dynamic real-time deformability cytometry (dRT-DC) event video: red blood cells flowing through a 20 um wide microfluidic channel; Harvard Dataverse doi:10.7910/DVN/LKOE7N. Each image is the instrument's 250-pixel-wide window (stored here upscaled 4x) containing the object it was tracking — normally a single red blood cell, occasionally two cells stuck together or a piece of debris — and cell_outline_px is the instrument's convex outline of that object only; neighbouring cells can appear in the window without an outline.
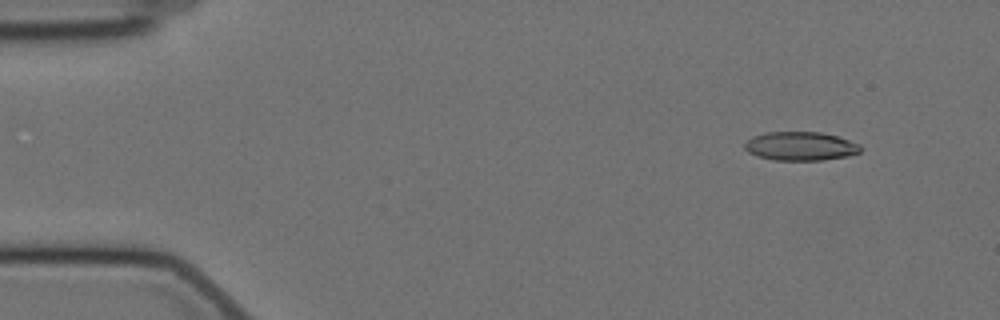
{"species": "Egyptian fruit bat (a non-hibernating species)", "species_latin": "Rousettus aegyptiacus", "temperature_condition": "cold", "stored_images_in_passage": 58, "camera_frame_rate_fps": 3000, "um_per_image_px": 0.085, "animal": {"sex": "female"}, "frame": {"image": 1, "passage_image": 6, "time_ms": 1.667, "image_size_px": [1000, 320], "cell_outline_px": [[860, 152], [848, 156], [820, 160], [772, 160], [756, 156], [748, 152], [744, 148], [744, 144], [752, 136], [764, 132], [820, 132], [836, 136], [860, 144]], "centroid_in_image_um": [68.0, 12.42], "position_along_channel_um": 17.0, "area_um2": 19.42}}
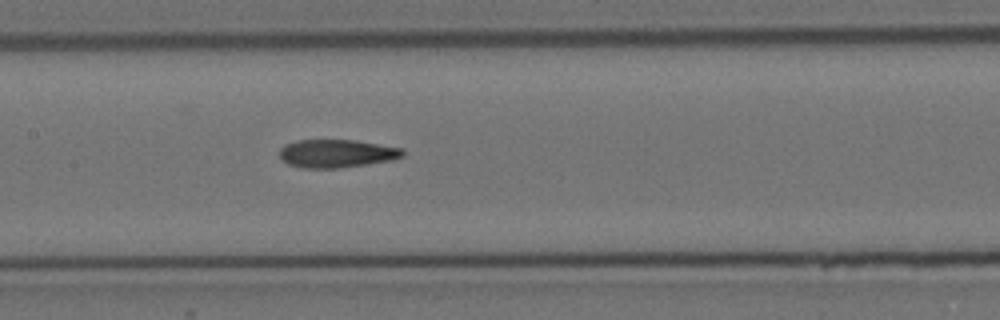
{"frame": {"image": 2, "passage_image": 28, "time_ms": 9.0, "image_size_px": [1000, 320], "cell_outline_px": [[404, 156], [392, 160], [340, 168], [300, 168], [288, 164], [280, 156], [280, 148], [284, 144], [296, 140], [356, 140], [404, 148]], "centroid_in_image_um": [28.63, 13.04], "position_along_channel_um": 178.8, "area_um2": 20.35}}
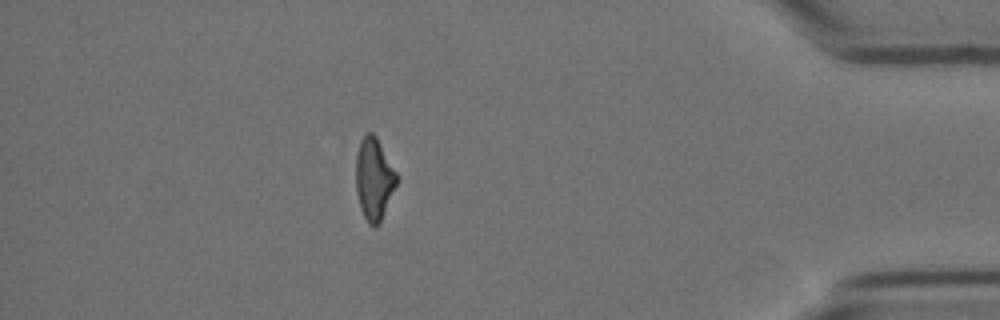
{"frame": {"image": 3, "passage_image": 51, "time_ms": 16.667, "image_size_px": [1000, 320], "cell_outline_px": [[396, 184], [380, 224], [368, 224], [360, 208], [356, 192], [356, 156], [360, 140], [368, 132], [372, 132], [376, 136], [396, 172]], "centroid_in_image_um": [31.77, 15.2], "position_along_channel_um": 403.4, "area_um2": 19.19}, "authors_computed_cell_mechanics": {"area_um2": 20.1144, "velocity_mm_per_s": 3.5186, "shape_relaxation_time_tau1_ms": 11.1217, "shape_relaxation_time_tau2_ms": 4.3773, "deformation_change_tau1": 0.2736, "deformation_change_tau2": 0.1368}}